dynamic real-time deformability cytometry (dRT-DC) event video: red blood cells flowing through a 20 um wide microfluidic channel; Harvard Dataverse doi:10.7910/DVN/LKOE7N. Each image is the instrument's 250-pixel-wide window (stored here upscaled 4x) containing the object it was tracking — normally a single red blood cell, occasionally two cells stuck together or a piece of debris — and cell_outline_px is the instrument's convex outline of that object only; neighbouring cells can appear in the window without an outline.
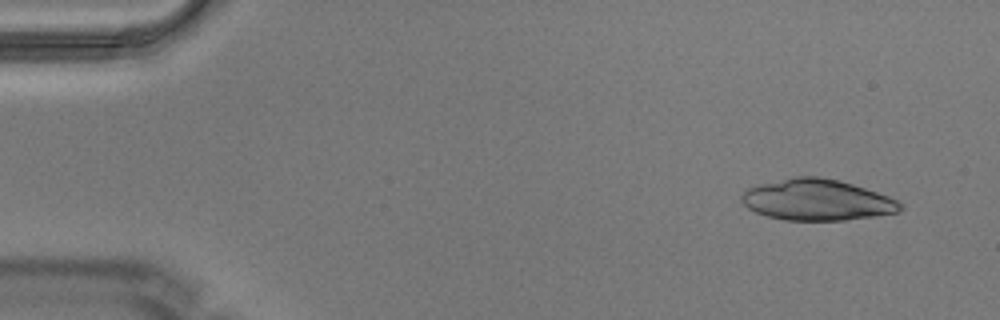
{"species": "Egyptian fruit bat (a non-hibernating species)", "species_latin": "Rousettus aegyptiacus", "temperature_condition": "warm", "stored_images_in_passage": 7, "camera_frame_rate_fps": 3000, "um_per_image_px": 0.085, "animal": {"sex": "male"}, "frame": {"image": 1, "passage_image": 1, "time_ms": 0.0, "image_size_px": [1000, 320], "cell_outline_px": [[904, 208], [900, 212], [844, 220], [784, 220], [768, 216], [756, 212], [748, 208], [740, 200], [740, 196], [748, 188], [760, 184], [796, 176], [820, 176], [840, 180], [888, 196], [904, 204]], "centroid_in_image_um": [69.45, 16.99], "position_along_channel_um": 15.5, "area_um2": 37.92}}